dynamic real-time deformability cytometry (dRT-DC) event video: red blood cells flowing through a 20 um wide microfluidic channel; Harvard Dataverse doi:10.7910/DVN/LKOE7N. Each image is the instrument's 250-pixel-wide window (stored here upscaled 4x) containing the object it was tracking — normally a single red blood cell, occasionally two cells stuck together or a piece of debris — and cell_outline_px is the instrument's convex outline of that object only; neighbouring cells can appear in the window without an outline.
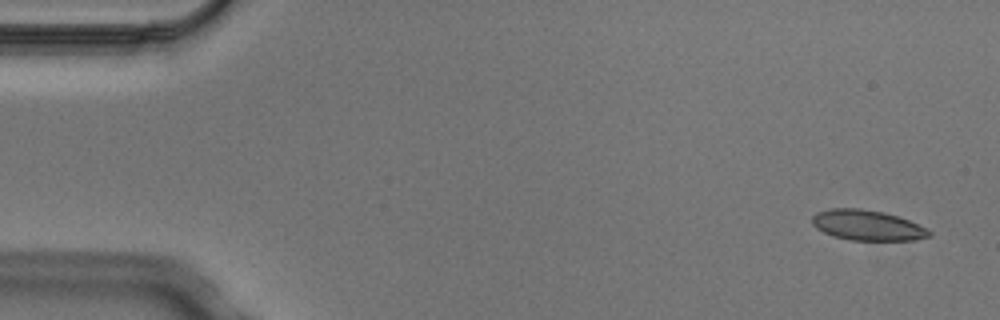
{"species": "Egyptian fruit bat (a non-hibernating species)", "species_latin": "Rousettus aegyptiacus", "temperature_condition": "cold", "stored_images_in_passage": 7, "camera_frame_rate_fps": 3000, "um_per_image_px": 0.085, "animal": {"sex": "male"}, "frame": {"image": 1, "passage_image": 1, "time_ms": 0.0, "image_size_px": [1000, 320], "cell_outline_px": [[932, 236], [912, 240], [848, 240], [832, 236], [816, 228], [812, 224], [812, 216], [816, 212], [832, 208], [860, 208], [884, 212], [908, 220], [928, 228], [932, 232]], "centroid_in_image_um": [73.72, 19.15], "position_along_channel_um": 11.3, "area_um2": 20.81}}
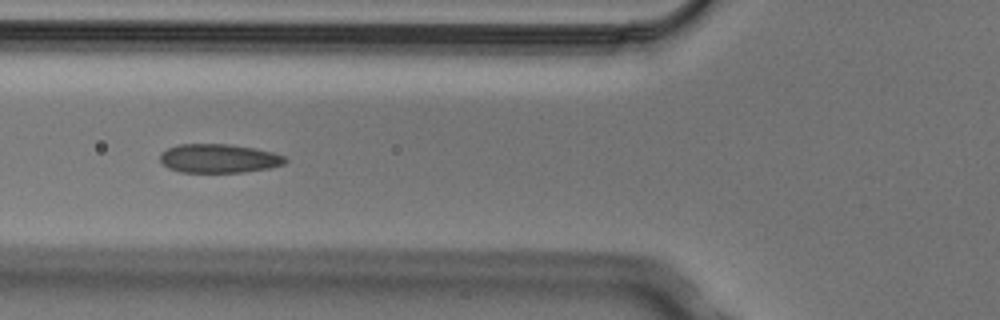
{"frame": {"image": 2, "passage_image": 6, "time_ms": 1.667, "image_size_px": [1000, 320], "cell_outline_px": [[288, 160], [284, 164], [268, 168], [244, 172], [180, 172], [168, 168], [160, 160], [160, 152], [176, 144], [228, 144], [256, 148], [272, 152], [284, 156]], "centroid_in_image_um": [18.59, 13.46], "position_along_channel_um": 107.2, "area_um2": 21.1}}
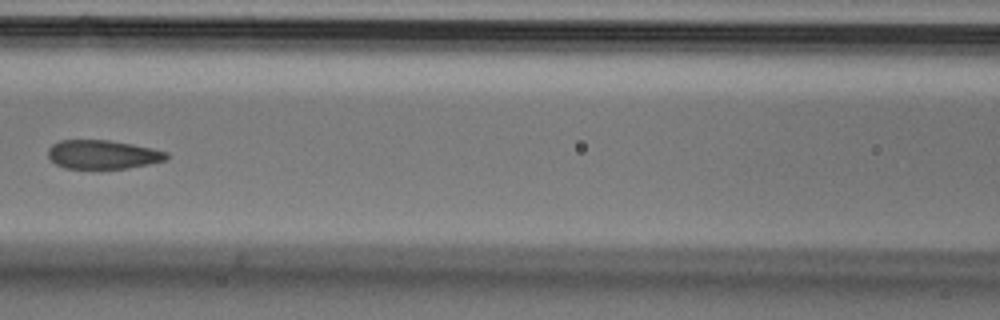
{"frame": {"image": 3, "passage_image": 7, "time_ms": 2.0, "image_size_px": [1000, 320], "cell_outline_px": [[168, 160], [128, 168], [64, 168], [56, 164], [48, 156], [48, 148], [52, 144], [60, 140], [108, 140], [132, 144], [152, 148], [168, 152]], "centroid_in_image_um": [8.74, 13.13], "position_along_channel_um": 157.9, "area_um2": 19.88}}